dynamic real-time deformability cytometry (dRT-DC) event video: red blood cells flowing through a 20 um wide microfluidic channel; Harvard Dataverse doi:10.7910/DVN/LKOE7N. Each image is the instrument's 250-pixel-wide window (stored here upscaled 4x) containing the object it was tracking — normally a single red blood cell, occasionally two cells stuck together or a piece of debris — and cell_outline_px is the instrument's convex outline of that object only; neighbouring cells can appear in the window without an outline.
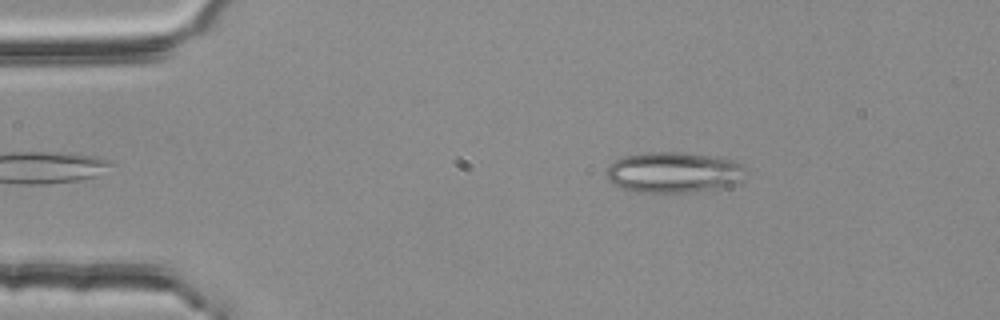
{"species": "common noctule bat (a hibernating species)", "species_latin": "Nyctalus noctula", "temperature_condition": "room temperature", "stored_images_in_passage": 49, "camera_frame_rate_fps": 3000, "um_per_image_px": 0.085, "animal": {"sex": "female", "body_mass_g": 25.1}, "frame": {"image": 1, "passage_image": 5, "time_ms": 1.333, "image_size_px": [1000, 320], "cell_outline_px": [[744, 168], [736, 184], [728, 188], [696, 192], [636, 192], [612, 184], [608, 176], [608, 168], [616, 160], [624, 156], [644, 152], [680, 152], [732, 160], [740, 164]], "centroid_in_image_um": [57.25, 14.67], "position_along_channel_um": 27.7, "area_um2": 32.71}}
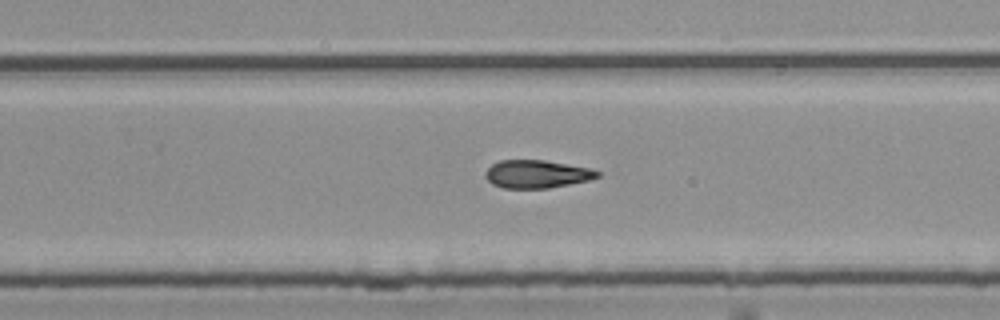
{"frame": {"image": 2, "passage_image": 30, "time_ms": 9.667, "image_size_px": [1000, 320], "cell_outline_px": [[600, 176], [588, 180], [548, 188], [504, 188], [492, 184], [484, 176], [484, 172], [492, 164], [500, 160], [544, 160], [588, 168], [600, 172]], "centroid_in_image_um": [45.58, 14.79], "position_along_channel_um": 284.2, "area_um2": 18.09}}
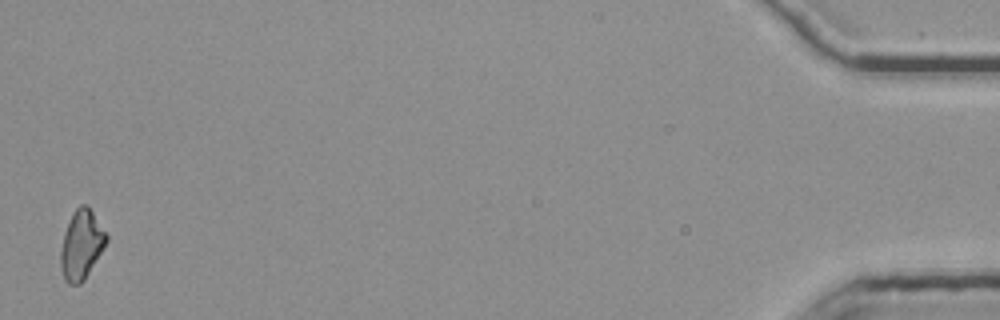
{"frame": {"image": 3, "passage_image": 49, "time_ms": 16.0, "image_size_px": [1000, 320], "cell_outline_px": [[108, 240], [104, 248], [84, 280], [80, 284], [68, 284], [64, 280], [60, 264], [60, 252], [64, 232], [72, 212], [80, 204], [88, 204], [108, 236]], "centroid_in_image_um": [6.91, 20.79], "position_along_channel_um": 428.3, "area_um2": 18.55}, "authors_computed_cell_mechanics": {"area_um2": 18.785, "velocity_mm_per_s": 3.8077, "shape_relaxation_time_tau1_ms": null, "shape_relaxation_time_tau2_ms": 10.1576, "deformation_change_tau1": null, "deformation_change_tau2": 0.2297}}